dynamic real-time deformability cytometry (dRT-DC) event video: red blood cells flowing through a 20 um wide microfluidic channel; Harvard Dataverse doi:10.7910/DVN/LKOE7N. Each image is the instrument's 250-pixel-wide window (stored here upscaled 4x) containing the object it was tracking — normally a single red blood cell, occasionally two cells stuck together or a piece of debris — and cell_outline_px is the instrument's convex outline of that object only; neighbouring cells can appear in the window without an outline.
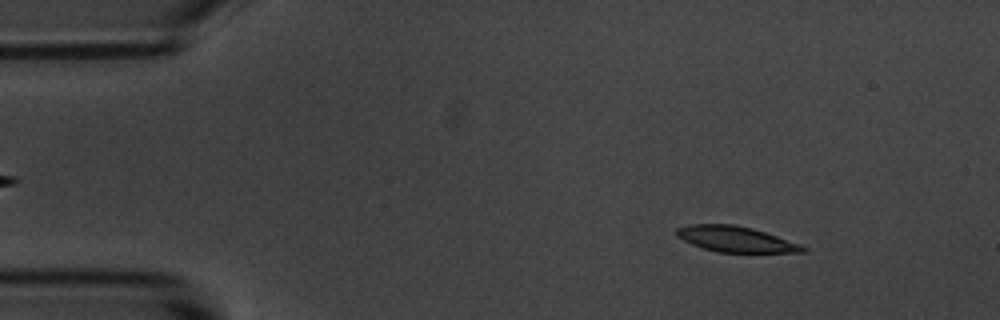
{"species": "common noctule bat (a hibernating species)", "species_latin": "Nyctalus noctula", "temperature_condition": "room temperature", "stored_images_in_passage": 54, "camera_frame_rate_fps": 3000, "um_per_image_px": 0.085, "animal": {"sex": "male", "body_mass_g": 20.1, "forearm_length_mm": 53.5}, "frame": {"image": 1, "passage_image": 6, "time_ms": 1.667, "image_size_px": [1000, 320], "cell_outline_px": [[808, 252], [716, 252], [692, 244], [676, 236], [676, 228], [688, 224], [732, 224], [752, 228], [800, 244], [808, 248]], "centroid_in_image_um": [62.52, 20.32], "position_along_channel_um": 22.5, "area_um2": 18.73}}
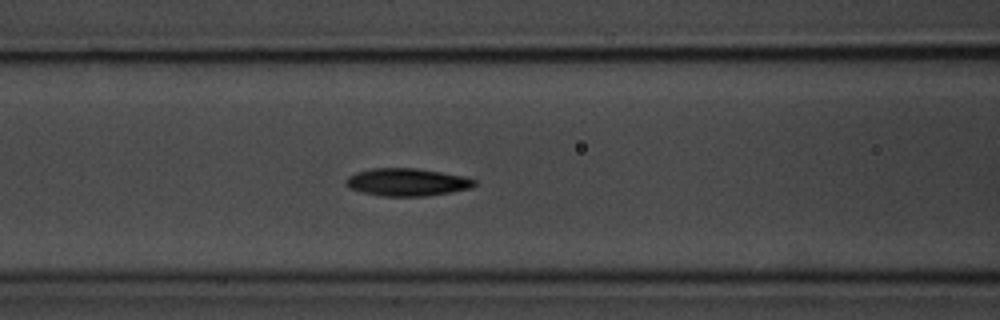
{"frame": {"image": 2, "passage_image": 21, "time_ms": 6.667, "image_size_px": [1000, 320], "cell_outline_px": [[476, 184], [472, 188], [452, 192], [428, 196], [384, 196], [360, 192], [348, 188], [344, 184], [344, 180], [348, 176], [356, 172], [372, 168], [416, 168], [464, 176], [476, 180]], "centroid_in_image_um": [34.57, 15.49], "position_along_channel_um": 132.0, "area_um2": 20.92}}
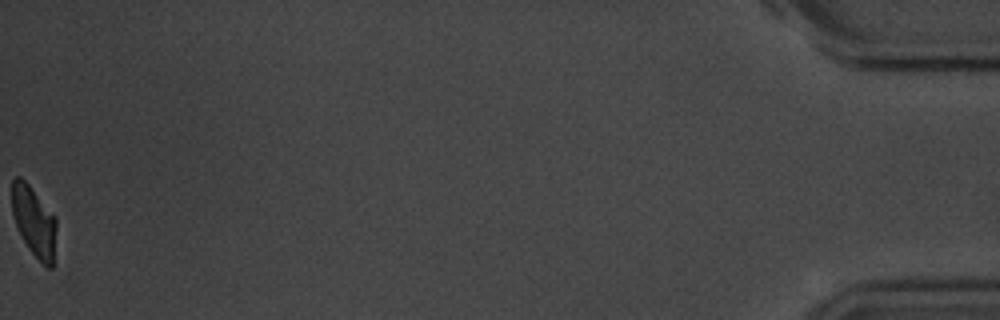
{"frame": {"image": 3, "passage_image": 54, "time_ms": 17.667, "image_size_px": [1000, 320], "cell_outline_px": [[56, 228], [52, 268], [48, 268], [28, 248], [16, 224], [12, 212], [12, 180], [16, 176], [20, 176], [28, 184], [56, 216]], "centroid_in_image_um": [2.89, 18.78], "position_along_channel_um": 432.3, "area_um2": 17.86}, "authors_computed_cell_mechanics": {"area_um2": 19.8254, "velocity_mm_per_s": 3.6457, "shape_relaxation_time_tau1_ms": 2.154, "shape_relaxation_time_tau2_ms": 3.9884, "deformation_change_tau1": 0.1216, "deformation_change_tau2": 0.0878}}